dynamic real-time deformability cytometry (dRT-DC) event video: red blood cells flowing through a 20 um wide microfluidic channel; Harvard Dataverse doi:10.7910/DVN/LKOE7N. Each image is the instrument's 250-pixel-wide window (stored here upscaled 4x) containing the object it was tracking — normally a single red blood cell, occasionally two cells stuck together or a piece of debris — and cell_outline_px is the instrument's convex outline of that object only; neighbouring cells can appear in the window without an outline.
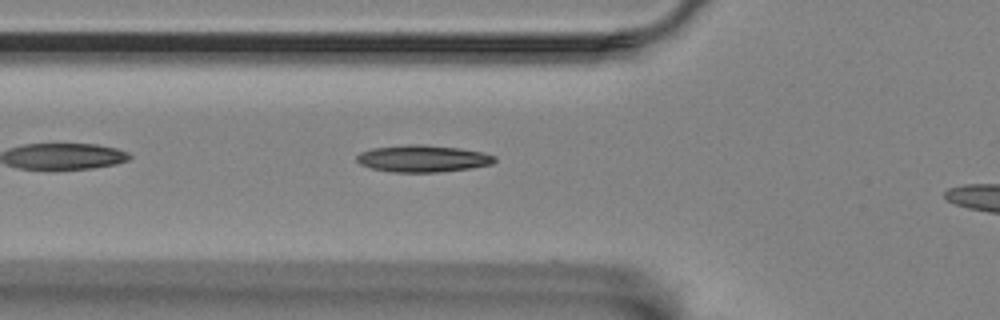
{"species": "Egyptian fruit bat (a non-hibernating species)", "species_latin": "Rousettus aegyptiacus", "temperature_condition": "room temperature", "stored_images_in_passage": 42, "camera_frame_rate_fps": 3000, "um_per_image_px": 0.085, "animal": {"sex": "female"}, "frame": {"image": 1, "passage_image": 12, "time_ms": 3.667, "image_size_px": [1000, 320], "cell_outline_px": [[496, 160], [492, 164], [468, 168], [440, 172], [392, 172], [372, 168], [360, 164], [356, 160], [356, 156], [360, 152], [372, 148], [408, 144], [424, 144], [460, 148], [480, 152], [496, 156]], "centroid_in_image_um": [35.91, 13.47], "position_along_channel_um": 89.9, "area_um2": 21.62}}
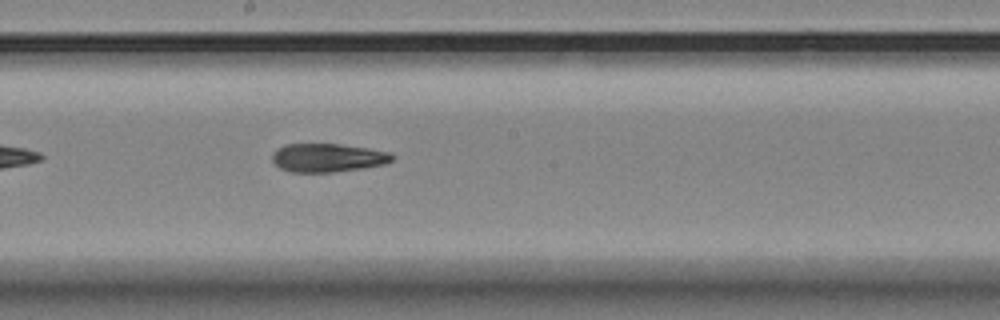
{"frame": {"image": 2, "passage_image": 23, "time_ms": 7.333, "image_size_px": [1000, 320], "cell_outline_px": [[396, 156], [392, 160], [384, 164], [364, 168], [332, 172], [292, 172], [280, 168], [272, 160], [272, 156], [284, 144], [340, 144], [368, 148], [388, 152]], "centroid_in_image_um": [27.89, 13.41], "position_along_channel_um": 220.3, "area_um2": 19.77}}
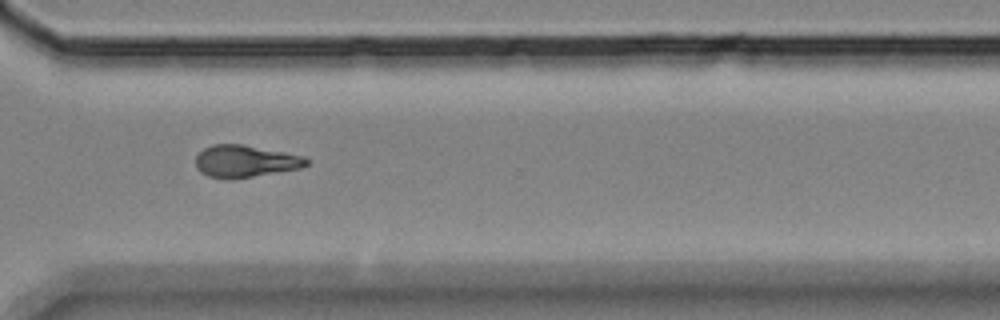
{"frame": {"image": 3, "passage_image": 34, "time_ms": 11.0, "image_size_px": [1000, 320], "cell_outline_px": [[308, 164], [300, 168], [232, 180], [228, 180], [208, 176], [200, 172], [196, 168], [196, 156], [204, 148], [212, 144], [240, 144], [304, 156], [308, 160]], "centroid_in_image_um": [20.8, 13.72], "position_along_channel_um": 349.8, "area_um2": 20.69}}